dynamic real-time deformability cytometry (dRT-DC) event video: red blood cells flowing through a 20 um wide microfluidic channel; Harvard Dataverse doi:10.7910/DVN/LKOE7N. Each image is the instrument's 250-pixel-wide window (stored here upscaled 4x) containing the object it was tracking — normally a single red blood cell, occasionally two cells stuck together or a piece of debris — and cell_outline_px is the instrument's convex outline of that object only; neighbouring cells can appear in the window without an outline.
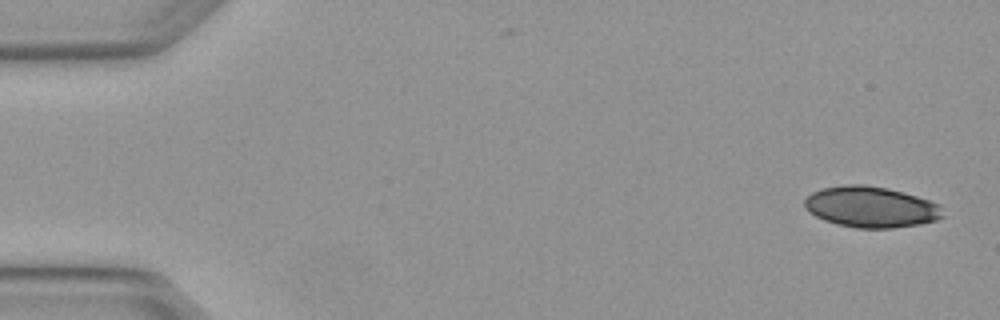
{"species": "Egyptian fruit bat (a non-hibernating species)", "species_latin": "Rousettus aegyptiacus", "temperature_condition": "warm", "stored_images_in_passage": 4, "camera_frame_rate_fps": 3000, "um_per_image_px": 0.085, "animal": {"sex": "female"}, "frame": {"image": 1, "passage_image": 1, "time_ms": 0.0, "image_size_px": [1000, 320], "cell_outline_px": [[944, 216], [936, 220], [920, 224], [892, 228], [856, 228], [836, 224], [824, 220], [808, 212], [804, 208], [804, 200], [812, 192], [820, 188], [848, 184], [864, 184], [888, 188], [916, 196], [940, 204]], "centroid_in_image_um": [74.0, 17.59], "position_along_channel_um": 11.0, "area_um2": 33.18}}
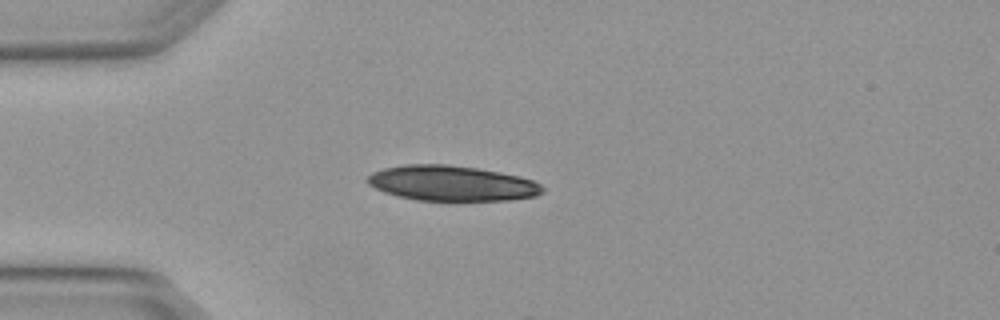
{"frame": {"image": 2, "passage_image": 4, "time_ms": 1.0, "image_size_px": [1000, 320], "cell_outline_px": [[544, 192], [536, 196], [512, 200], [448, 204], [416, 200], [384, 192], [368, 184], [364, 180], [372, 172], [384, 168], [404, 164], [448, 164], [476, 168], [500, 172], [520, 176], [532, 180], [540, 184], [544, 188]], "centroid_in_image_um": [38.42, 15.63], "position_along_channel_um": 46.6, "area_um2": 37.4}}